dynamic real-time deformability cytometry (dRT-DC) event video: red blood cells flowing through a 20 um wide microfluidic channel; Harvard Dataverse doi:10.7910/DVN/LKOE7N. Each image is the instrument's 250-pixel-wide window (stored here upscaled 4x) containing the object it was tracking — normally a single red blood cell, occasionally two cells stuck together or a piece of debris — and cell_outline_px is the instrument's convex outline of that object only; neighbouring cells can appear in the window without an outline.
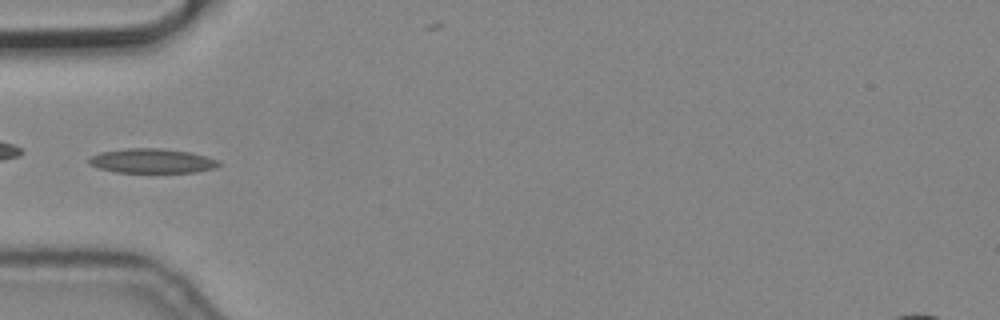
{"species": "common noctule bat (a hibernating species)", "species_latin": "Nyctalus noctula", "temperature_condition": "cold", "stored_images_in_passage": 9, "camera_frame_rate_fps": 3000, "um_per_image_px": 0.085, "animal": {"sex": "male", "body_mass_g": 19.2, "forearm_length_mm": 51.8}, "frame": {"image": 1, "passage_image": 5, "time_ms": 1.333, "image_size_px": [1000, 320], "cell_outline_px": [[220, 164], [216, 168], [196, 172], [116, 172], [96, 168], [88, 164], [88, 160], [92, 156], [100, 152], [124, 148], [160, 148], [192, 152], [216, 160]], "centroid_in_image_um": [12.88, 13.67], "position_along_channel_um": 72.1, "area_um2": 18.55}}
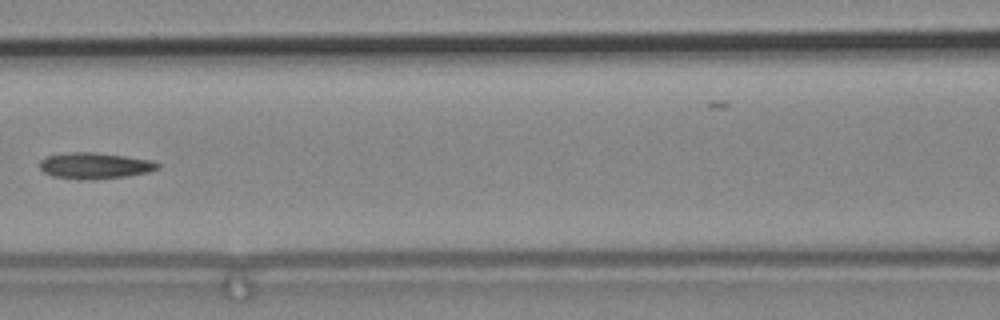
{"frame": {"image": 2, "passage_image": 7, "time_ms": 2.0, "image_size_px": [1000, 320], "cell_outline_px": [[160, 168], [148, 172], [128, 176], [84, 180], [52, 176], [44, 172], [40, 168], [40, 160], [44, 156], [72, 152], [92, 152], [124, 156], [152, 160], [160, 164]], "centroid_in_image_um": [8.05, 14.08], "position_along_channel_um": 158.5, "area_um2": 17.98}}
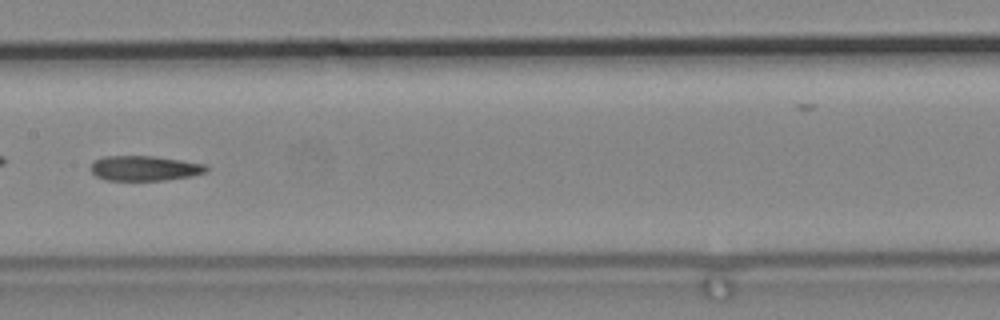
{"frame": {"image": 3, "passage_image": 8, "time_ms": 2.333, "image_size_px": [1000, 320], "cell_outline_px": [[208, 168], [204, 172], [192, 176], [164, 180], [104, 180], [96, 176], [88, 168], [92, 160], [104, 156], [152, 156], [180, 160], [204, 164]], "centroid_in_image_um": [12.2, 14.3], "position_along_channel_um": 195.2, "area_um2": 16.88}}